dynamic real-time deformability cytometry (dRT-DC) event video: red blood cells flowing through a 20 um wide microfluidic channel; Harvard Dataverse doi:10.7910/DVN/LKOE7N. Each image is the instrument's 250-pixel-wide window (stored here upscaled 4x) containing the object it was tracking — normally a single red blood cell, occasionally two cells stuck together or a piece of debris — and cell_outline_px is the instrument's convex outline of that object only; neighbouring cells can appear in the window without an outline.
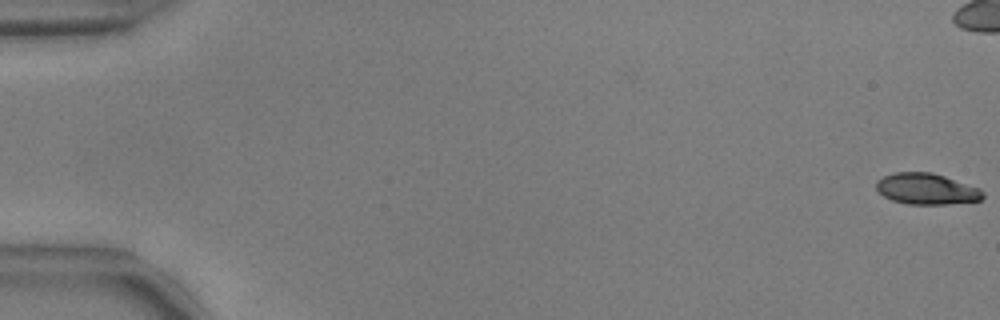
{"species": "common noctule bat (a hibernating species)", "species_latin": "Nyctalus noctula", "temperature_condition": "warm", "stored_images_in_passage": 56, "camera_frame_rate_fps": 3000, "um_per_image_px": 0.085, "animal": {"sex": "male", "body_mass_g": 17.9, "forearm_length_mm": 54.2}, "frame": {"image": 1, "passage_image": 1, "time_ms": 0.0, "image_size_px": [1000, 320], "cell_outline_px": [[984, 196], [980, 200], [948, 204], [908, 204], [892, 200], [884, 196], [876, 188], [876, 180], [884, 176], [896, 172], [932, 172], [980, 188], [984, 192]], "centroid_in_image_um": [78.76, 16.05], "position_along_channel_um": 6.2, "area_um2": 19.25}}
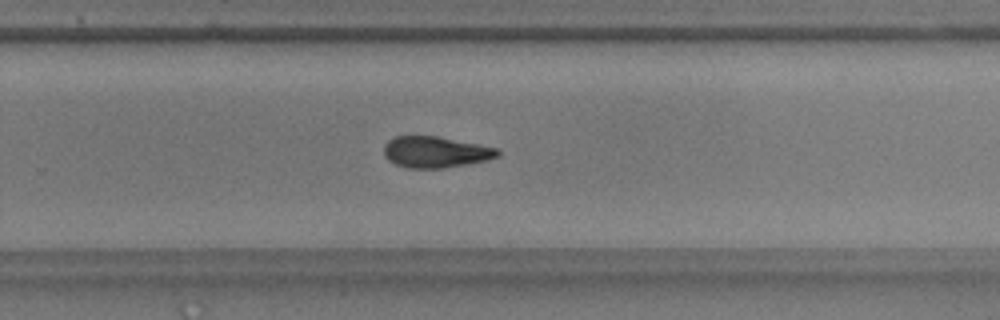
{"frame": {"image": 2, "passage_image": 37, "time_ms": 12.0, "image_size_px": [1000, 320], "cell_outline_px": [[500, 156], [488, 160], [444, 168], [404, 168], [388, 160], [384, 156], [384, 144], [388, 140], [396, 136], [436, 136], [500, 148]], "centroid_in_image_um": [37.03, 12.93], "position_along_channel_um": 292.8, "area_um2": 20.87}}
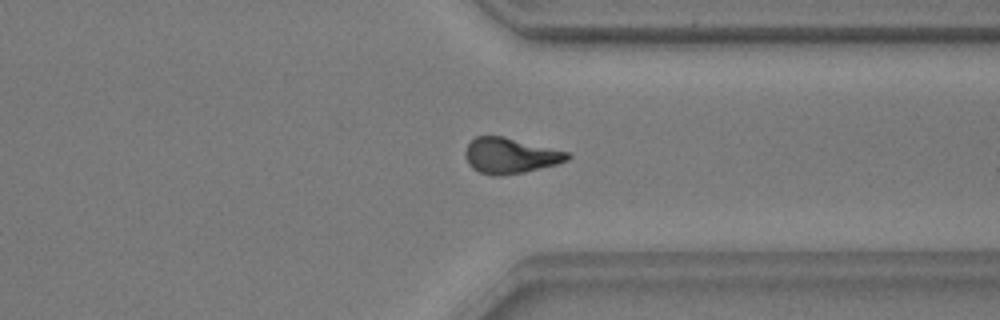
{"frame": {"image": 3, "passage_image": 43, "time_ms": 14.0, "image_size_px": [1000, 320], "cell_outline_px": [[572, 156], [568, 160], [556, 164], [524, 172], [500, 176], [492, 176], [480, 172], [472, 168], [468, 164], [464, 152], [468, 144], [476, 136], [504, 136], [568, 152]], "centroid_in_image_um": [43.35, 13.23], "position_along_channel_um": 368.0, "area_um2": 21.15}, "authors_computed_cell_mechanics": {"area_um2": 20.9236, "velocity_mm_per_s": 3.7562, "shape_relaxation_time_tau1_ms": 4.2445, "shape_relaxation_time_tau2_ms": 7.0099, "deformation_change_tau1": 0.1599, "deformation_change_tau2": 0.1603}}